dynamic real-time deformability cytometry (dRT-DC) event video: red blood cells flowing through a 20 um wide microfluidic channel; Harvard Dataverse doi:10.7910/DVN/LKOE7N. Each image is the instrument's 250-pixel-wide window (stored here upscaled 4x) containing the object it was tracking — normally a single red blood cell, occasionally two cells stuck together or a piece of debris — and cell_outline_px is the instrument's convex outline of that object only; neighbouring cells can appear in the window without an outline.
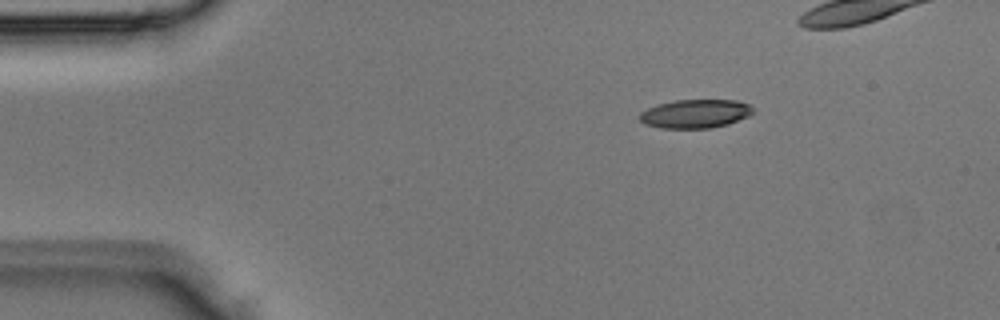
{"species": "Egyptian fruit bat (a non-hibernating species)", "species_latin": "Rousettus aegyptiacus", "temperature_condition": "room temperature", "stored_images_in_passage": 4, "camera_frame_rate_fps": 3000, "um_per_image_px": 0.085, "animal": {"sex": "male"}, "frame": {"image": 1, "passage_image": 2, "time_ms": 0.333, "image_size_px": [1000, 320], "cell_outline_px": [[752, 112], [748, 116], [728, 124], [712, 128], [660, 128], [644, 124], [640, 120], [640, 112], [656, 104], [676, 100], [736, 100], [748, 104], [752, 108]], "centroid_in_image_um": [59.07, 9.67], "position_along_channel_um": 25.9, "area_um2": 18.9}}